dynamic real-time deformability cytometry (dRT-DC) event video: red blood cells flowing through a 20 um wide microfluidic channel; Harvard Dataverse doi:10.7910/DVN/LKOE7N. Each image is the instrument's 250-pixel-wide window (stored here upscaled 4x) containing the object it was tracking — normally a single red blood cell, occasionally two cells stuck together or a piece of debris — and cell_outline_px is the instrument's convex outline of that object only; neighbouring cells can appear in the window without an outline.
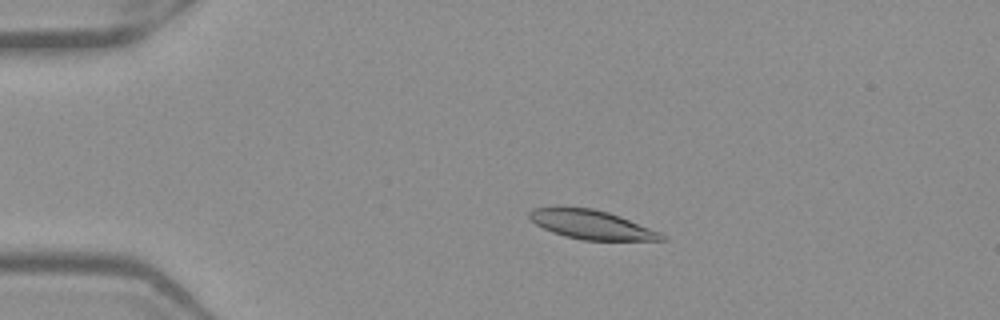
{"species": "Egyptian fruit bat (a non-hibernating species)", "species_latin": "Rousettus aegyptiacus", "temperature_condition": "warm", "stored_images_in_passage": 45, "camera_frame_rate_fps": 3000, "um_per_image_px": 0.085, "frame": {"image": 1, "passage_image": 4, "time_ms": 1.0, "image_size_px": [1000, 320], "cell_outline_px": [[668, 240], [584, 240], [564, 236], [552, 232], [536, 224], [528, 216], [528, 212], [532, 208], [592, 208], [608, 212], [620, 216], [660, 232]], "centroid_in_image_um": [50.29, 19.1], "position_along_channel_um": 34.7, "area_um2": 21.96}}
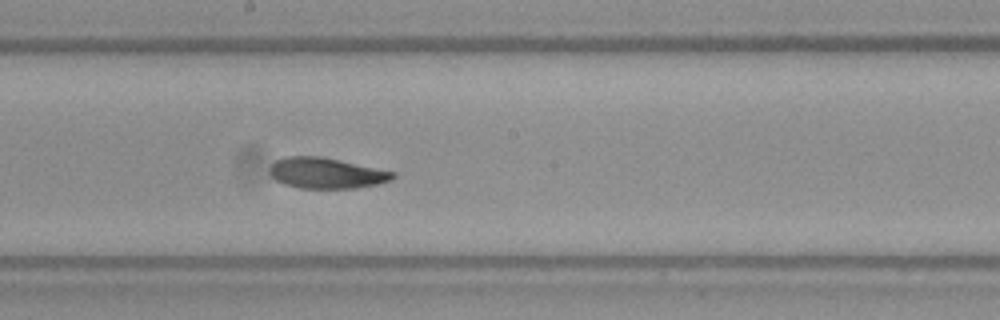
{"frame": {"image": 2, "passage_image": 22, "time_ms": 7.0, "image_size_px": [1000, 320], "cell_outline_px": [[396, 176], [392, 180], [376, 184], [356, 188], [300, 188], [284, 184], [276, 180], [272, 176], [272, 164], [276, 160], [284, 156], [320, 156], [340, 160], [396, 172]], "centroid_in_image_um": [27.77, 14.71], "position_along_channel_um": 220.4, "area_um2": 21.91}}
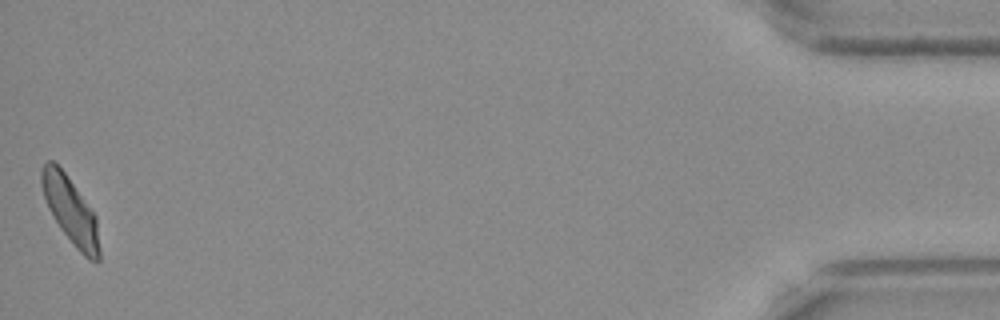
{"frame": {"image": 3, "passage_image": 45, "time_ms": 14.667, "image_size_px": [1000, 320], "cell_outline_px": [[100, 260], [96, 264], [88, 260], [76, 248], [60, 228], [48, 208], [40, 184], [40, 172], [44, 164], [48, 160], [52, 160], [64, 172], [96, 216], [100, 248]], "centroid_in_image_um": [6.0, 17.94], "position_along_channel_um": 429.2, "area_um2": 22.37}, "authors_computed_cell_mechanics": {"area_um2": 22.9466, "velocity_mm_per_s": 3.9068, "shape_relaxation_time_tau1_ms": 3.6387, "shape_relaxation_time_tau2_ms": 2.2555, "deformation_change_tau1": 0.1372, "deformation_change_tau2": 0.072}}